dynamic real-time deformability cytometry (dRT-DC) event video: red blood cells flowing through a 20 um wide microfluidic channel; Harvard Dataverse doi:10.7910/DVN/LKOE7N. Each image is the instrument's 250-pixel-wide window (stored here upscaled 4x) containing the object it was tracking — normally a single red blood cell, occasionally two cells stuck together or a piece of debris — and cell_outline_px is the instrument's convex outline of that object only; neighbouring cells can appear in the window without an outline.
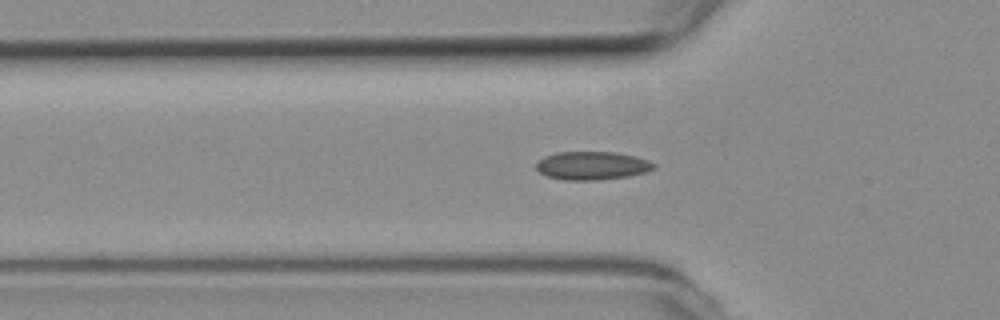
{"species": "common noctule bat (a hibernating species)", "species_latin": "Nyctalus noctula", "temperature_condition": "room temperature", "stored_images_in_passage": 54, "camera_frame_rate_fps": 3000, "um_per_image_px": 0.085, "animal": {"sex": "female", "body_mass_g": 19.3, "forearm_length_mm": 54.1}, "frame": {"image": 1, "passage_image": 17, "time_ms": 5.333, "image_size_px": [1000, 320], "cell_outline_px": [[656, 168], [648, 172], [628, 176], [600, 180], [564, 180], [548, 176], [540, 172], [536, 168], [536, 160], [544, 156], [556, 152], [616, 152], [636, 156], [648, 160], [656, 164]], "centroid_in_image_um": [50.35, 14.07], "position_along_channel_um": 75.5, "area_um2": 19.65}}
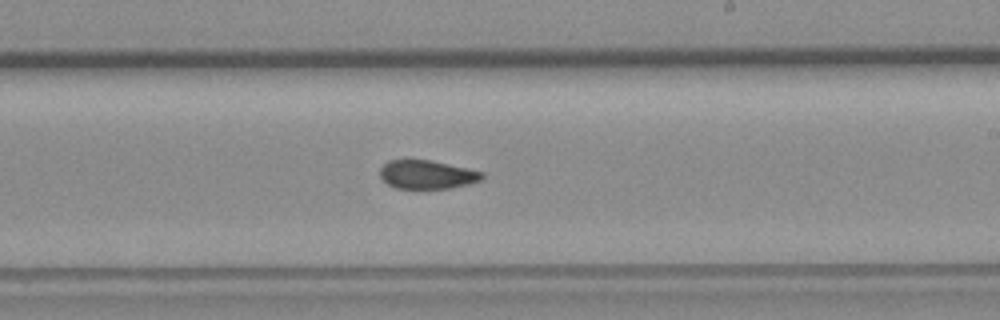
{"frame": {"image": 2, "passage_image": 31, "time_ms": 10.0, "image_size_px": [1000, 320], "cell_outline_px": [[484, 176], [480, 180], [448, 188], [396, 188], [388, 184], [380, 176], [380, 168], [388, 160], [428, 160], [484, 172]], "centroid_in_image_um": [36.25, 14.83], "position_along_channel_um": 252.7, "area_um2": 16.59}}
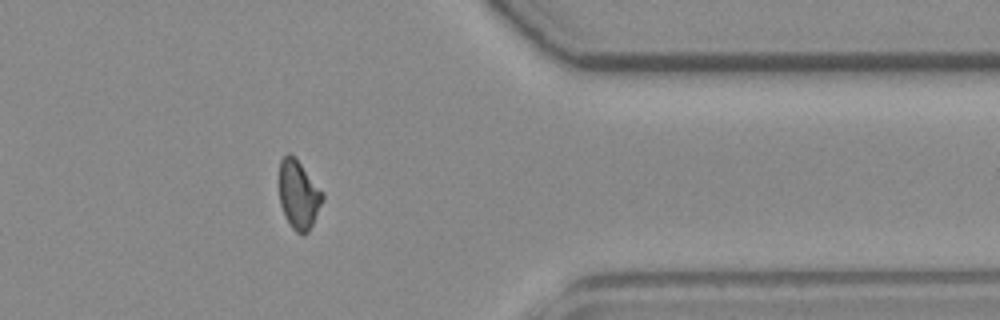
{"frame": {"image": 3, "passage_image": 43, "time_ms": 14.0, "image_size_px": [1000, 320], "cell_outline_px": [[324, 196], [312, 224], [308, 232], [304, 236], [296, 232], [292, 228], [284, 216], [280, 204], [280, 160], [288, 152], [296, 156], [324, 192]], "centroid_in_image_um": [25.38, 16.52], "position_along_channel_um": 386.0, "area_um2": 17.51}, "authors_computed_cell_mechanics": {"area_um2": 18.0336, "velocity_mm_per_s": 3.7885, "shape_relaxation_time_tau1_ms": null, "shape_relaxation_time_tau2_ms": 1.5587, "deformation_change_tau1": null, "deformation_change_tau2": 0.055}}